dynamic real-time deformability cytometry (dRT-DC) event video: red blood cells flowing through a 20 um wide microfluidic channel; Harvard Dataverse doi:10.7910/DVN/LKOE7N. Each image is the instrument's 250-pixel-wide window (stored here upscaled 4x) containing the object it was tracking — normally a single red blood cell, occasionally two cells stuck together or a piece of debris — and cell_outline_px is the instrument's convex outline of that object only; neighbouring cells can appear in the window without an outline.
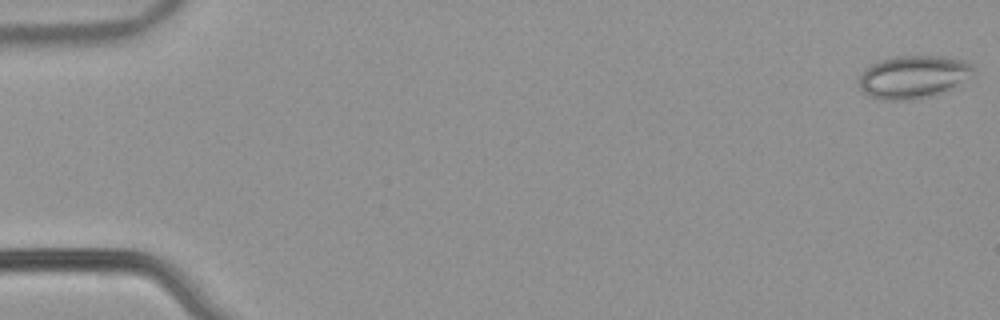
{"species": "common noctule bat (a hibernating species)", "species_latin": "Nyctalus noctula", "temperature_condition": "warm", "stored_images_in_passage": 53, "camera_frame_rate_fps": 3000, "um_per_image_px": 0.085, "animal": {"sex": "male", "body_mass_g": 21.5, "forearm_length_mm": 52.0}, "frame": {"image": 1, "passage_image": 1, "time_ms": 0.0, "image_size_px": [1000, 320], "cell_outline_px": [[976, 76], [956, 88], [948, 92], [916, 100], [880, 100], [864, 96], [856, 80], [872, 64], [880, 60], [892, 56], [944, 56], [968, 60], [972, 64], [976, 72]], "centroid_in_image_um": [77.72, 6.56], "position_along_channel_um": 7.3, "area_um2": 29.88}}
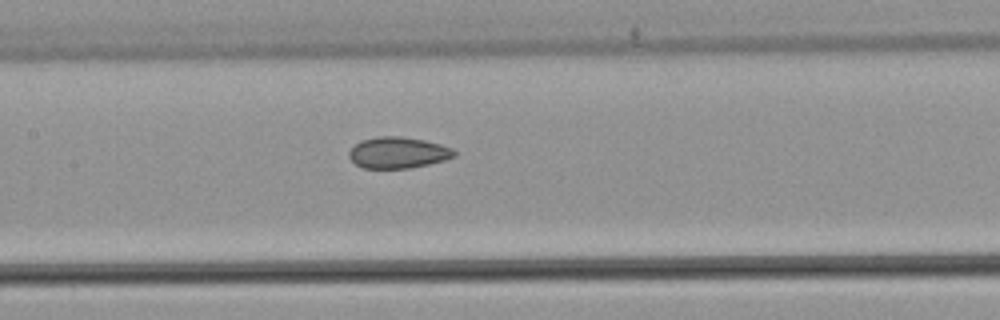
{"frame": {"image": 2, "passage_image": 26, "time_ms": 8.333, "image_size_px": [1000, 320], "cell_outline_px": [[456, 156], [444, 160], [428, 164], [408, 168], [364, 168], [356, 164], [348, 156], [348, 152], [360, 140], [376, 136], [400, 136], [424, 140], [440, 144], [452, 148], [456, 152]], "centroid_in_image_um": [33.82, 12.96], "position_along_channel_um": 173.6, "area_um2": 19.13}}
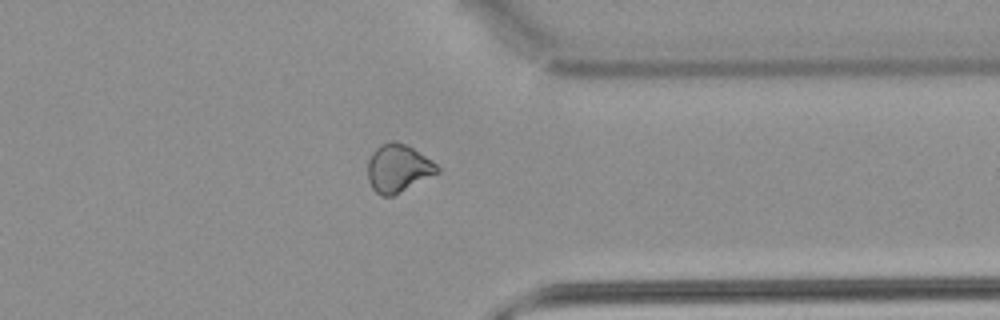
{"frame": {"image": 3, "passage_image": 42, "time_ms": 13.667, "image_size_px": [1000, 320], "cell_outline_px": [[440, 172], [392, 196], [380, 196], [372, 188], [368, 180], [368, 160], [372, 152], [380, 144], [388, 140], [392, 140], [404, 144], [412, 148], [432, 160], [440, 168]], "centroid_in_image_um": [33.82, 14.3], "position_along_channel_um": 377.6, "area_um2": 19.42}, "authors_computed_cell_mechanics": {"area_um2": 20.4612, "velocity_mm_per_s": 3.9071, "shape_relaxation_time_tau1_ms": null, "shape_relaxation_time_tau2_ms": 2.2145, "deformation_change_tau1": null, "deformation_change_tau2": 0.074}}